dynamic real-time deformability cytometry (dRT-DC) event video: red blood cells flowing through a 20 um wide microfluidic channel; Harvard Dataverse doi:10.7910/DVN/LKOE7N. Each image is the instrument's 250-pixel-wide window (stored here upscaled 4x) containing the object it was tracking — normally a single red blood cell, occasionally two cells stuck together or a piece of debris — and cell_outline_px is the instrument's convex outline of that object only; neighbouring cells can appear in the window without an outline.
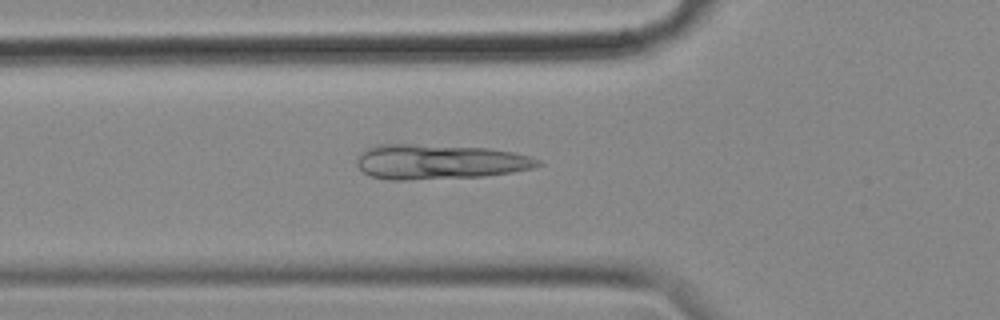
{"species": "common noctule bat (a hibernating species)", "species_latin": "Nyctalus noctula", "temperature_condition": "cold", "stored_images_in_passage": 39, "camera_frame_rate_fps": 3000, "um_per_image_px": 0.085, "animal": {"sex": "female", "body_mass_g": 18.4}, "frame": {"image": 1, "passage_image": 2, "time_ms": 0.333, "image_size_px": [1000, 320], "cell_outline_px": [[544, 164], [532, 168], [512, 172], [484, 176], [404, 180], [388, 180], [372, 176], [364, 172], [356, 164], [356, 160], [360, 152], [376, 144], [412, 144], [488, 148], [512, 152], [528, 156], [540, 160]], "centroid_in_image_um": [37.32, 13.75], "position_along_channel_um": 88.5, "area_um2": 36.76}}
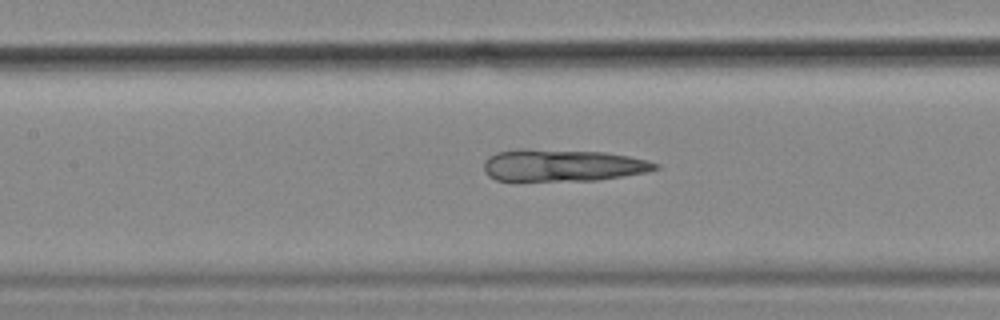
{"frame": {"image": 2, "passage_image": 8, "time_ms": 2.333, "image_size_px": [1000, 320], "cell_outline_px": [[660, 168], [648, 172], [596, 180], [496, 180], [488, 176], [484, 172], [484, 160], [488, 156], [496, 152], [520, 148], [524, 148], [604, 152], [628, 156], [648, 160], [660, 164]], "centroid_in_image_um": [47.81, 14.04], "position_along_channel_um": 159.6, "area_um2": 32.19}}
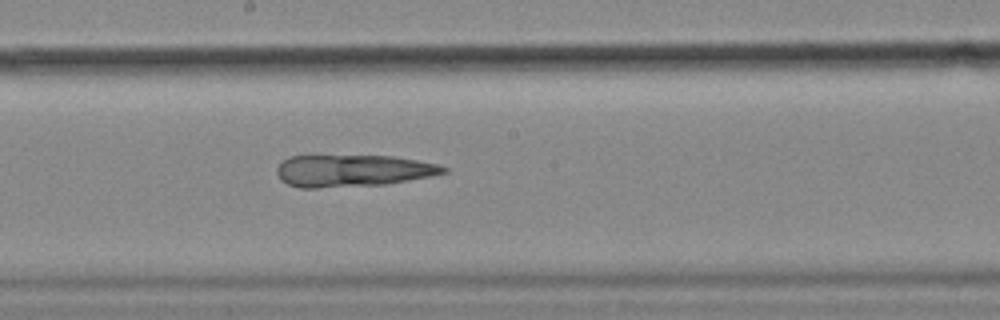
{"frame": {"image": 3, "passage_image": 13, "time_ms": 4.0, "image_size_px": [1000, 320], "cell_outline_px": [[448, 172], [408, 180], [384, 184], [316, 188], [300, 188], [288, 184], [280, 180], [276, 172], [276, 168], [284, 160], [292, 156], [392, 156], [440, 164], [448, 168]], "centroid_in_image_um": [29.97, 14.51], "position_along_channel_um": 218.2, "area_um2": 30.87}}